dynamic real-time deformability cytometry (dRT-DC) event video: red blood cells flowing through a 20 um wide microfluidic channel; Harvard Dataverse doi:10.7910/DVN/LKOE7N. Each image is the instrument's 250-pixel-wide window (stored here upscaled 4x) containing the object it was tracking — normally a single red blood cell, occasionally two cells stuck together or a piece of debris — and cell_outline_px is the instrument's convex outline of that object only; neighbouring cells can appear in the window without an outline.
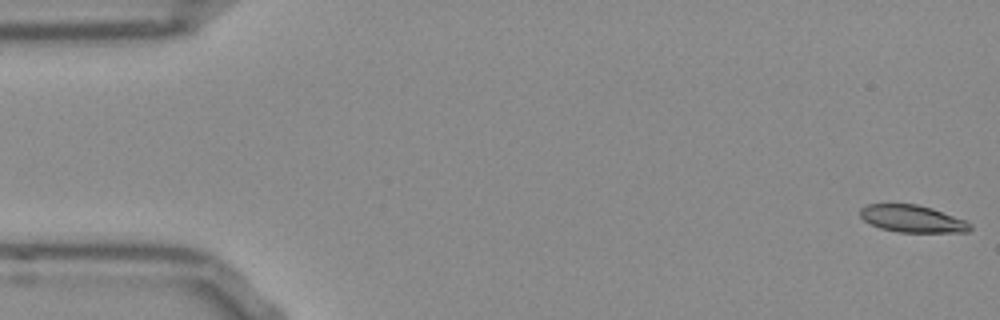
{"species": "Egyptian fruit bat (a non-hibernating species)", "species_latin": "Rousettus aegyptiacus", "temperature_condition": "room temperature", "stored_images_in_passage": 53, "camera_frame_rate_fps": 3000, "um_per_image_px": 0.085, "frame": {"image": 1, "passage_image": 1, "time_ms": 0.0, "image_size_px": [1000, 320], "cell_outline_px": [[972, 228], [968, 232], [896, 232], [880, 228], [864, 220], [860, 216], [860, 208], [868, 204], [916, 204], [932, 208], [964, 220], [972, 224]], "centroid_in_image_um": [77.55, 18.6], "position_along_channel_um": 7.5, "area_um2": 17.34}}
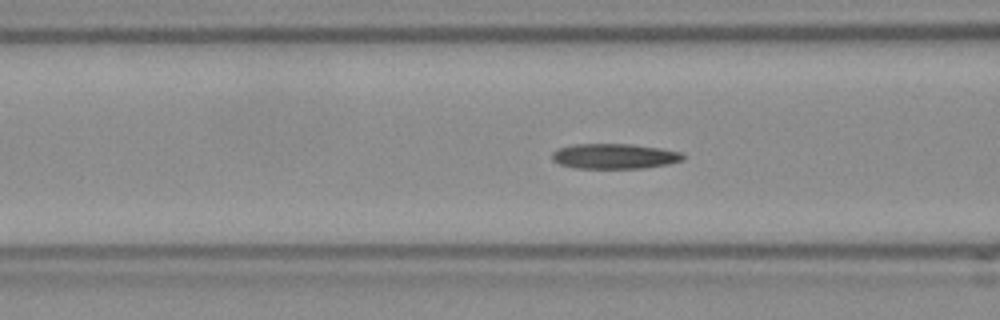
{"frame": {"image": 2, "passage_image": 20, "time_ms": 6.333, "image_size_px": [1000, 320], "cell_outline_px": [[684, 160], [668, 164], [644, 168], [576, 168], [560, 164], [552, 160], [552, 152], [556, 148], [572, 144], [632, 144], [660, 148], [680, 152], [684, 156]], "centroid_in_image_um": [52.2, 13.27], "position_along_channel_um": 114.4, "area_um2": 19.31}}
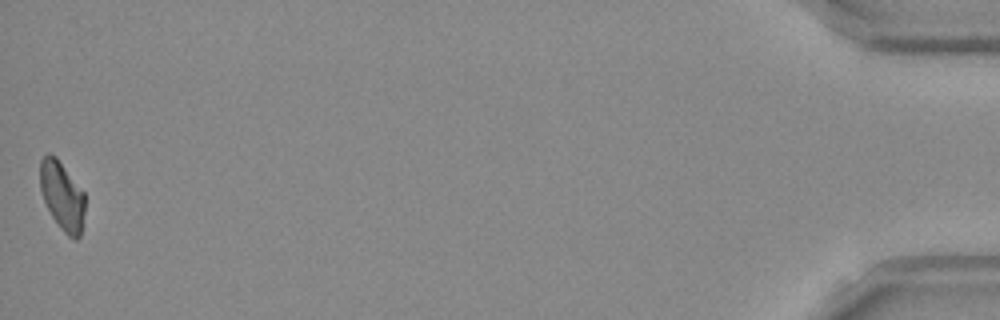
{"frame": {"image": 3, "passage_image": 53, "time_ms": 17.333, "image_size_px": [1000, 320], "cell_outline_px": [[84, 212], [80, 236], [76, 240], [68, 236], [60, 228], [52, 216], [44, 200], [40, 188], [40, 160], [48, 152], [56, 156], [84, 192]], "centroid_in_image_um": [5.27, 16.63], "position_along_channel_um": 429.9, "area_um2": 17.86}, "authors_computed_cell_mechanics": {"area_um2": 18.785, "velocity_mm_per_s": 3.7973, "shape_relaxation_time_tau1_ms": 11.1511, "shape_relaxation_time_tau2_ms": null, "deformation_change_tau1": 0.209, "deformation_change_tau2": null}}